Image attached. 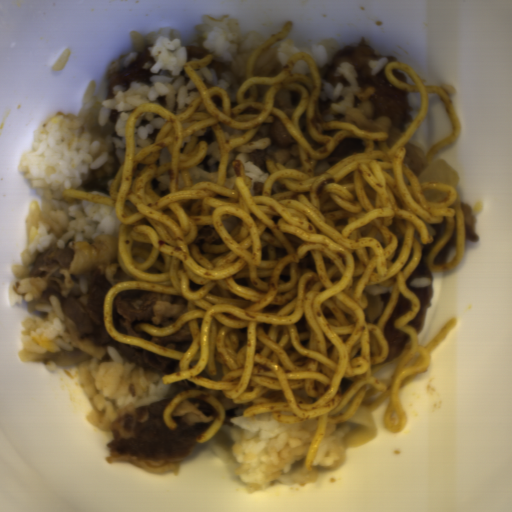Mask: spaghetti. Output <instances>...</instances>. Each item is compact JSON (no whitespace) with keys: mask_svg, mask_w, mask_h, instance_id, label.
Here are the masks:
<instances>
[{"mask_svg":"<svg viewBox=\"0 0 512 512\" xmlns=\"http://www.w3.org/2000/svg\"><path fill=\"white\" fill-rule=\"evenodd\" d=\"M288 21L248 58L245 81L230 108L228 93L207 88L195 70L213 61L211 52L184 62L197 89L187 108L174 114L155 103H141L124 127L125 150L112 196L77 190L63 197L114 208L119 223V267L134 280L115 283L103 300L104 328L114 342L128 343L180 359V372L161 376L164 386L188 380L207 389L183 390L164 408L173 415L186 399L212 406L217 416L197 438L218 433L226 408L216 394L234 403H251L243 418L268 414L282 424L315 422L305 455L306 471L324 441L328 424L345 423L363 402L371 413L387 400L384 427H406L401 389L429 370L432 353L455 328L451 316L427 346L419 344L409 322L421 302L405 281L423 258V243L434 241L426 224L443 222L441 239L429 255L431 272L444 273L462 261L467 247L457 188L419 182L403 164L406 146L429 114V94L441 97L452 132L425 157L427 165L457 141L462 125L456 107L441 87L425 86L414 69L387 63L385 76L398 90L418 94L419 114L389 148L388 133L352 123L324 121L319 113L321 74L315 58L298 51L276 76H254L258 56L293 30ZM154 112L168 122L153 144L134 156V125ZM274 115L297 142L305 172L275 169L261 195L241 161L233 159L235 191L223 187L231 149L249 141ZM219 149L217 182L192 187L189 169L207 156V142L184 138L210 127ZM363 141V153L341 159L314 176L317 161L331 155L345 138ZM455 237L453 262L434 258ZM142 289L180 296L188 310L173 324L134 326L152 337L171 336L188 321L192 343L183 354L114 329L112 306L120 290ZM400 293L412 310L395 321L410 336L403 352L385 362L389 347L383 329ZM385 362V363H384Z\"/></svg>","mask_w":512,"mask_h":512,"instance_id":"c7327b10","label":"spaghetti"}]
</instances>
